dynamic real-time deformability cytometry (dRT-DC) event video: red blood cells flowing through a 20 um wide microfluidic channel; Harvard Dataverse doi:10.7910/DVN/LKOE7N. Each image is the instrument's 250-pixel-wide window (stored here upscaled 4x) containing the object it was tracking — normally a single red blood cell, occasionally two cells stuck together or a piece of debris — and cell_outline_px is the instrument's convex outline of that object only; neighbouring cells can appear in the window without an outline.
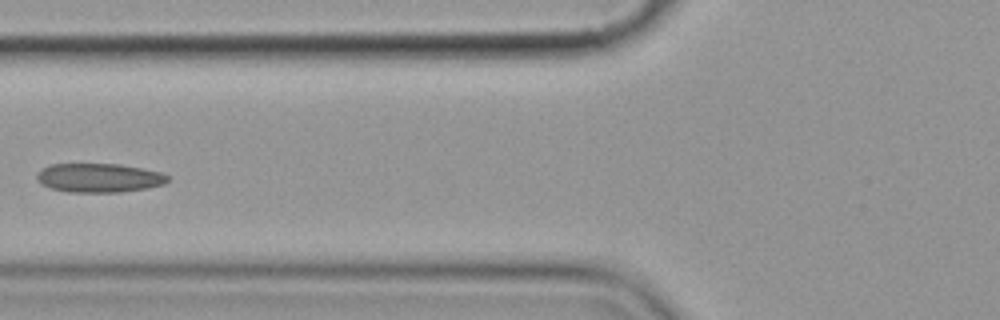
{"species": "common noctule bat (a hibernating species)", "species_latin": "Nyctalus noctula", "temperature_condition": "cold", "stored_images_in_passage": 16, "camera_frame_rate_fps": 3000, "um_per_image_px": 0.085, "animal": {"sex": "female", "body_mass_g": 19.9}, "frame": {"image": 1, "passage_image": 7, "time_ms": 8.0, "image_size_px": [1000, 320], "cell_outline_px": [[168, 180], [164, 184], [148, 188], [120, 192], [68, 192], [52, 188], [40, 184], [36, 180], [36, 176], [44, 168], [52, 164], [120, 164], [160, 172], [168, 176]], "centroid_in_image_um": [8.42, 15.12], "position_along_channel_um": 117.4, "area_um2": 21.96}}
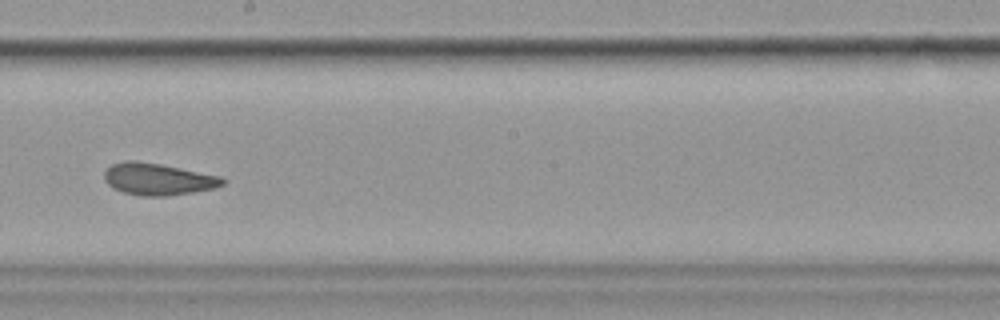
{"frame": {"image": 2, "passage_image": 10, "time_ms": 11.333, "image_size_px": [1000, 320], "cell_outline_px": [[228, 180], [224, 184], [216, 188], [192, 192], [164, 196], [140, 196], [124, 192], [112, 188], [104, 180], [104, 172], [112, 164], [128, 160], [136, 160], [160, 164], [220, 176]], "centroid_in_image_um": [13.43, 15.23], "position_along_channel_um": 234.8, "area_um2": 21.96}, "authors_computed_cell_mechanics": {"area_um2": 22.3975, "velocity_mm_per_s": 3.5272, "shape_relaxation_time_tau1_ms": null, "shape_relaxation_time_tau2_ms": 2.0254, "deformation_change_tau1": null, "deformation_change_tau2": 0.0855}}